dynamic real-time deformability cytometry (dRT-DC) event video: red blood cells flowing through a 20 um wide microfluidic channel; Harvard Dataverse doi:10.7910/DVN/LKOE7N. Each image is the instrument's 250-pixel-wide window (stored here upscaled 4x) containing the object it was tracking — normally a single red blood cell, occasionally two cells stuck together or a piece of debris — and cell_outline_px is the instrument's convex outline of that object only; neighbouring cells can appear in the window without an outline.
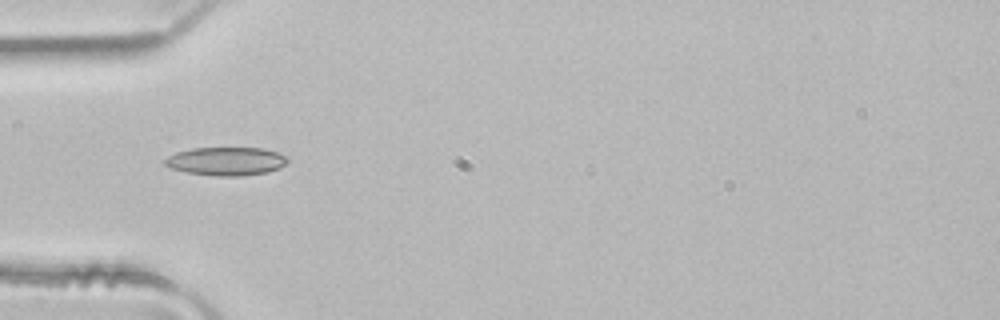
{"species": "common noctule bat (a hibernating species)", "species_latin": "Nyctalus noctula", "temperature_condition": "room temperature", "stored_images_in_passage": 4, "camera_frame_rate_fps": 3000, "um_per_image_px": 0.085, "animal": {"sex": "male", "body_mass_g": 21.5, "forearm_length_mm": 52.0}, "frame": {"image": 1, "passage_image": 3, "time_ms": 0.667, "image_size_px": [1000, 320], "cell_outline_px": [[288, 160], [280, 168], [268, 172], [240, 176], [216, 176], [188, 172], [172, 168], [164, 164], [164, 160], [168, 156], [176, 152], [192, 148], [264, 148], [276, 152], [284, 156]], "centroid_in_image_um": [19.21, 13.7], "position_along_channel_um": 65.8, "area_um2": 20.11}}
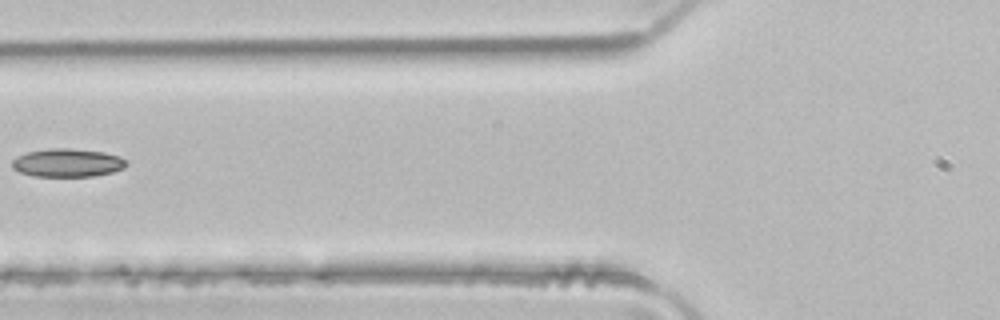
{"frame": {"image": 2, "passage_image": 4, "time_ms": 1.0, "image_size_px": [1000, 320], "cell_outline_px": [[128, 164], [124, 168], [112, 172], [92, 176], [32, 176], [20, 172], [12, 168], [12, 160], [16, 156], [28, 152], [52, 148], [68, 148], [104, 152], [120, 156]], "centroid_in_image_um": [5.72, 13.83], "position_along_channel_um": 120.1, "area_um2": 18.79}}